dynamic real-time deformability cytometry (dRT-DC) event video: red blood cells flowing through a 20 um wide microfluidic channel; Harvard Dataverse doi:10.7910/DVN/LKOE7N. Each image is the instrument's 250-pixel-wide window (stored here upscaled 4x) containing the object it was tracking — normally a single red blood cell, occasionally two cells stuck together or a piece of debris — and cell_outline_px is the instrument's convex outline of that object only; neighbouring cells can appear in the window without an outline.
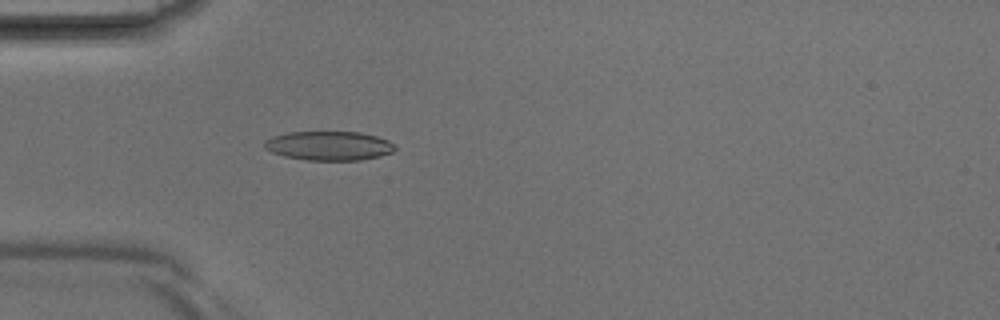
{"species": "Egyptian fruit bat (a non-hibernating species)", "species_latin": "Rousettus aegyptiacus", "temperature_condition": "room temperature", "stored_images_in_passage": 32, "camera_frame_rate_fps": 3000, "um_per_image_px": 0.085, "animal": {"sex": "male"}, "frame": {"image": 1, "passage_image": 4, "time_ms": 1.0, "image_size_px": [1000, 320], "cell_outline_px": [[396, 148], [392, 152], [380, 156], [360, 160], [308, 160], [284, 156], [272, 152], [264, 148], [264, 140], [272, 136], [288, 132], [360, 132], [376, 136], [388, 140]], "centroid_in_image_um": [27.93, 12.39], "position_along_channel_um": 57.1, "area_um2": 22.14}}
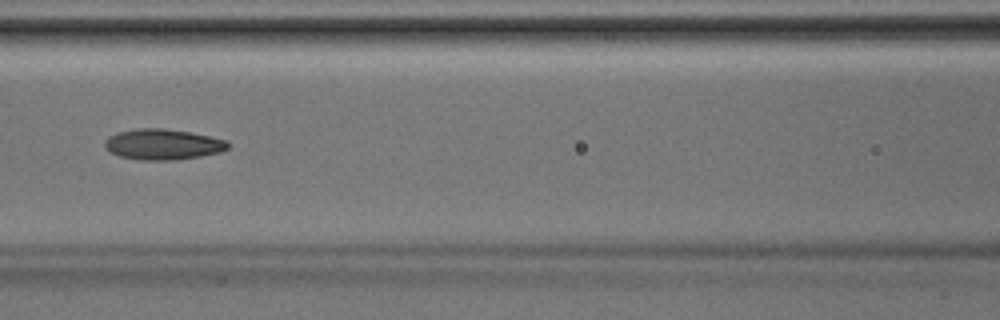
{"frame": {"image": 2, "passage_image": 10, "time_ms": 3.0, "image_size_px": [1000, 320], "cell_outline_px": [[228, 148], [220, 152], [200, 156], [176, 160], [144, 160], [120, 156], [104, 148], [104, 140], [108, 136], [116, 132], [136, 128], [164, 128], [192, 132], [228, 140]], "centroid_in_image_um": [13.83, 12.25], "position_along_channel_um": 152.8, "area_um2": 22.2}}
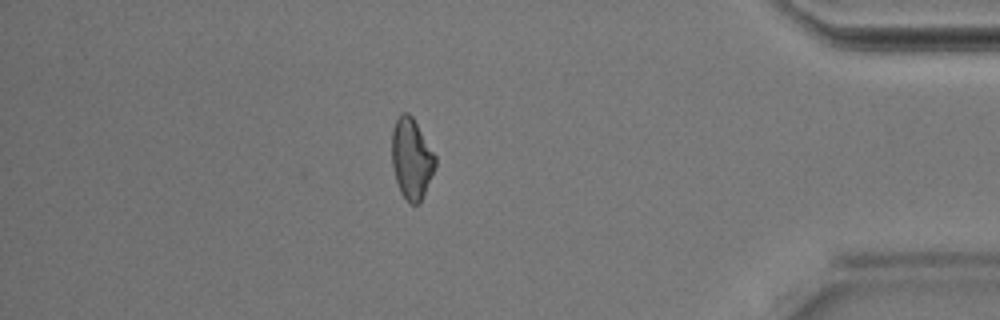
{"frame": {"image": 3, "passage_image": 27, "time_ms": 8.667, "image_size_px": [1000, 320], "cell_outline_px": [[436, 164], [420, 204], [408, 204], [400, 192], [396, 180], [392, 164], [392, 128], [400, 112], [408, 112], [412, 116], [436, 156]], "centroid_in_image_um": [34.97, 13.49], "position_along_channel_um": 400.2, "area_um2": 20.46}}